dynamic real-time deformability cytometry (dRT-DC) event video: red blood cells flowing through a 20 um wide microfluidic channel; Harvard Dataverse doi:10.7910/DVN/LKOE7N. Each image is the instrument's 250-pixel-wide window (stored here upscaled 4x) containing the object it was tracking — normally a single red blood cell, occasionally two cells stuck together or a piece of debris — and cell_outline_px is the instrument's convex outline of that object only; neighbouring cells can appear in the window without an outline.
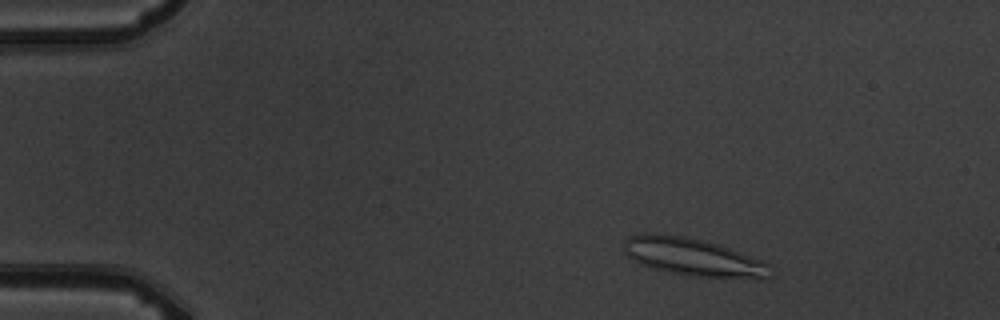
{"species": "common noctule bat (a hibernating species)", "species_latin": "Nyctalus noctula", "temperature_condition": "warm", "stored_images_in_passage": 6, "camera_frame_rate_fps": 3000, "um_per_image_px": 0.085, "animal": {"sex": "male", "body_mass_g": 19.5, "forearm_length_mm": 54.6}, "frame": {"image": 1, "passage_image": 2, "time_ms": 1.333, "image_size_px": [1000, 320], "cell_outline_px": [[768, 264], [764, 276], [692, 276], [668, 272], [640, 264], [632, 260], [624, 252], [624, 240], [628, 236], [640, 232], [656, 232], [688, 236], [716, 244], [764, 260]], "centroid_in_image_um": [58.69, 21.77], "position_along_channel_um": 26.3, "area_um2": 31.44}}
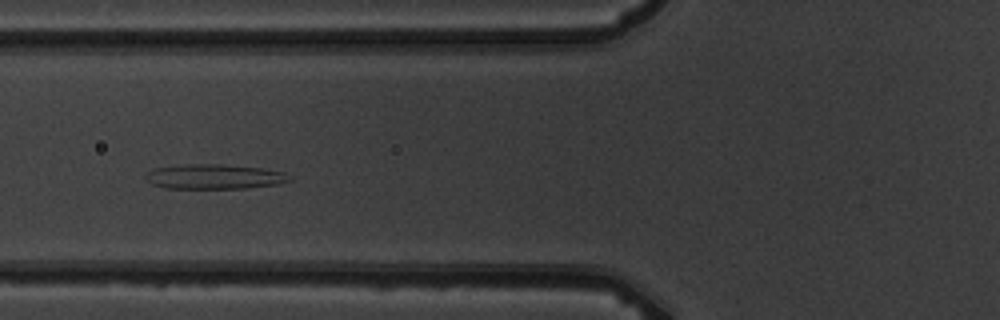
{"frame": {"image": 2, "passage_image": 5, "time_ms": 5.667, "image_size_px": [1000, 320], "cell_outline_px": [[292, 180], [276, 184], [244, 188], [164, 188], [152, 184], [144, 176], [152, 168], [188, 164], [220, 164], [260, 168], [284, 172]], "centroid_in_image_um": [18.17, 15.01], "position_along_channel_um": 107.6, "area_um2": 20.58}}
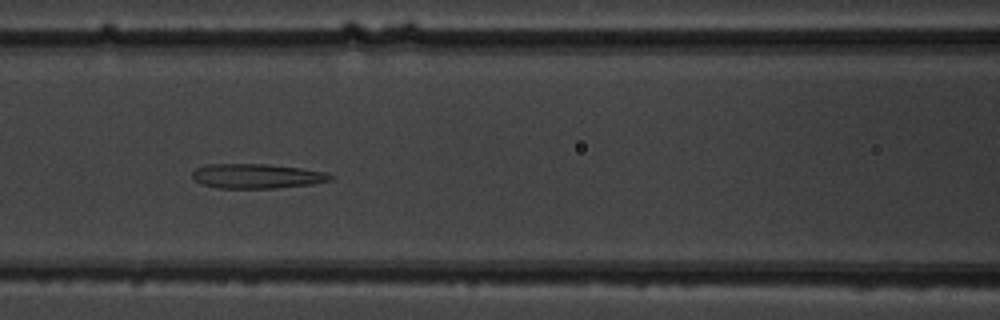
{"frame": {"image": 3, "passage_image": 6, "time_ms": 6.667, "image_size_px": [1000, 320], "cell_outline_px": [[332, 180], [312, 184], [276, 188], [216, 188], [200, 184], [192, 176], [192, 172], [196, 168], [204, 164], [268, 164], [300, 168], [328, 172], [332, 176]], "centroid_in_image_um": [21.81, 14.97], "position_along_channel_um": 144.8, "area_um2": 19.94}}